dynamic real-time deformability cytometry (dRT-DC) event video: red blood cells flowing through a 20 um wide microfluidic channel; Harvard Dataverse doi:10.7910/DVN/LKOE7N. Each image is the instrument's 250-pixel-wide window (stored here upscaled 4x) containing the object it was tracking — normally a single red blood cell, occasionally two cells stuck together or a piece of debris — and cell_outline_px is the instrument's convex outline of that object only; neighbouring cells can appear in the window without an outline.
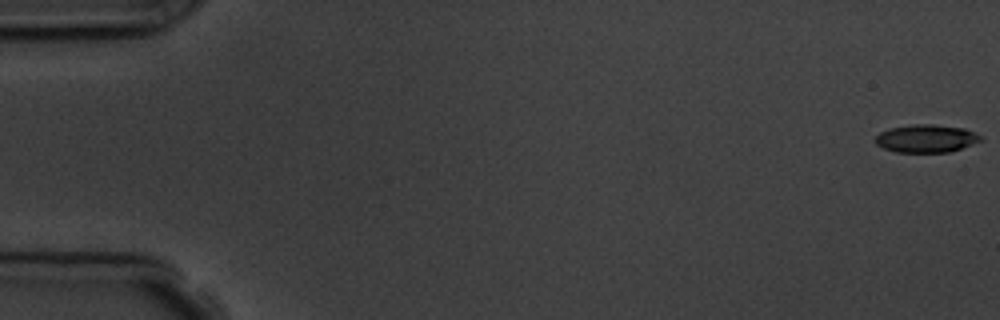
{"species": "common noctule bat (a hibernating species)", "species_latin": "Nyctalus noctula", "temperature_condition": "room temperature", "stored_images_in_passage": 5, "camera_frame_rate_fps": 3000, "um_per_image_px": 0.085, "animal": {"sex": "male", "body_mass_g": 19.5, "forearm_length_mm": 54.6}, "frame": {"image": 1, "passage_image": 1, "time_ms": 0.0, "image_size_px": [1000, 320], "cell_outline_px": [[984, 140], [952, 152], [896, 152], [884, 148], [876, 144], [872, 140], [880, 132], [888, 128], [912, 124], [932, 124], [964, 128], [984, 136]], "centroid_in_image_um": [78.75, 11.77], "position_along_channel_um": 6.3, "area_um2": 17.46}}
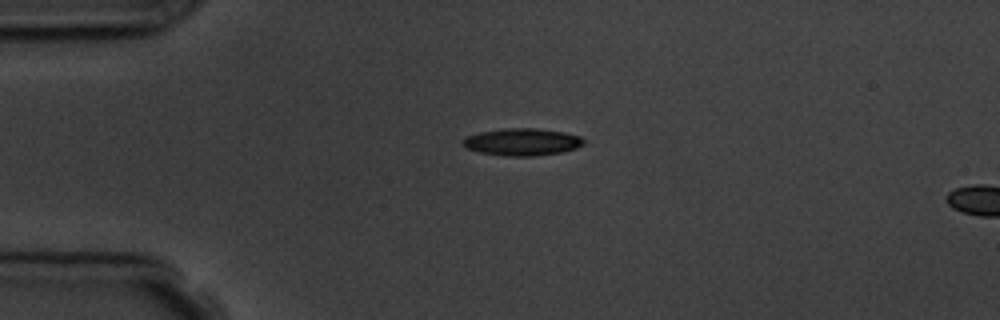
{"frame": {"image": 2, "passage_image": 4, "time_ms": 4.333, "image_size_px": [1000, 320], "cell_outline_px": [[584, 144], [576, 148], [560, 152], [532, 156], [504, 156], [480, 152], [468, 148], [460, 140], [468, 136], [480, 132], [504, 128], [536, 128], [564, 132], [580, 136], [584, 140]], "centroid_in_image_um": [44.39, 12.06], "position_along_channel_um": 40.6, "area_um2": 19.02}}